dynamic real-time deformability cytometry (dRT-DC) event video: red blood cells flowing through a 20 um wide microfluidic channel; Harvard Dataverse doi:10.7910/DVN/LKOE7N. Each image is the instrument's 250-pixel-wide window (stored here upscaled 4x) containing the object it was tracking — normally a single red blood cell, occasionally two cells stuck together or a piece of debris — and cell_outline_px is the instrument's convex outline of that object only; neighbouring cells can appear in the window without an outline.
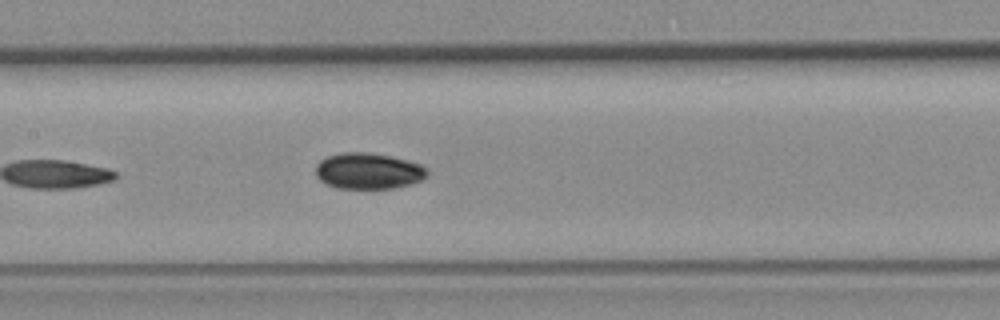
{"species": "common noctule bat (a hibernating species)", "species_latin": "Nyctalus noctula", "temperature_condition": "room temperature", "stored_images_in_passage": 6, "camera_frame_rate_fps": 3000, "um_per_image_px": 0.085, "animal": {"sex": "female", "body_mass_g": 19.3, "forearm_length_mm": 54.1}, "frame": {"image": 1, "passage_image": 6, "time_ms": 1.667, "image_size_px": [1000, 320], "cell_outline_px": [[428, 176], [412, 184], [392, 188], [336, 188], [320, 180], [316, 176], [316, 164], [320, 160], [328, 156], [340, 152], [372, 152], [392, 156], [408, 160], [420, 164], [428, 168]], "centroid_in_image_um": [31.33, 14.52], "position_along_channel_um": 176.1, "area_um2": 23.7}}